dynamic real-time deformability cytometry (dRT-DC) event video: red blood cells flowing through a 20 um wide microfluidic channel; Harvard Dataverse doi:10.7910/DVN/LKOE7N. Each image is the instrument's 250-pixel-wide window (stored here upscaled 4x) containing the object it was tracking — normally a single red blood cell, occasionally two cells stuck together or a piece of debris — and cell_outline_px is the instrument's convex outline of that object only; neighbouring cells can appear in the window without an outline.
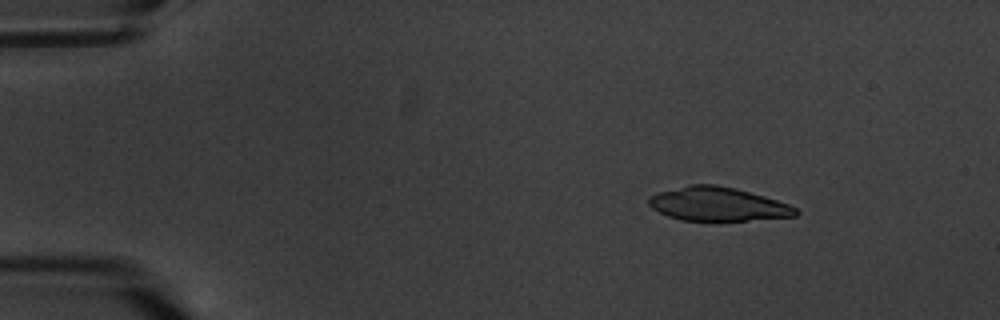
{"species": "common noctule bat (a hibernating species)", "species_latin": "Nyctalus noctula", "temperature_condition": "warm", "stored_images_in_passage": 6, "camera_frame_rate_fps": 3000, "um_per_image_px": 0.085, "animal": {"sex": "male", "body_mass_g": 20.1, "forearm_length_mm": 53.5}, "frame": {"image": 1, "passage_image": 3, "time_ms": 2.333, "image_size_px": [1000, 320], "cell_outline_px": [[800, 212], [796, 216], [748, 220], [680, 220], [668, 216], [652, 208], [648, 204], [648, 196], [656, 192], [688, 184], [716, 184], [764, 196], [788, 204], [796, 208]], "centroid_in_image_um": [60.96, 17.34], "position_along_channel_um": 24.0, "area_um2": 28.78}}